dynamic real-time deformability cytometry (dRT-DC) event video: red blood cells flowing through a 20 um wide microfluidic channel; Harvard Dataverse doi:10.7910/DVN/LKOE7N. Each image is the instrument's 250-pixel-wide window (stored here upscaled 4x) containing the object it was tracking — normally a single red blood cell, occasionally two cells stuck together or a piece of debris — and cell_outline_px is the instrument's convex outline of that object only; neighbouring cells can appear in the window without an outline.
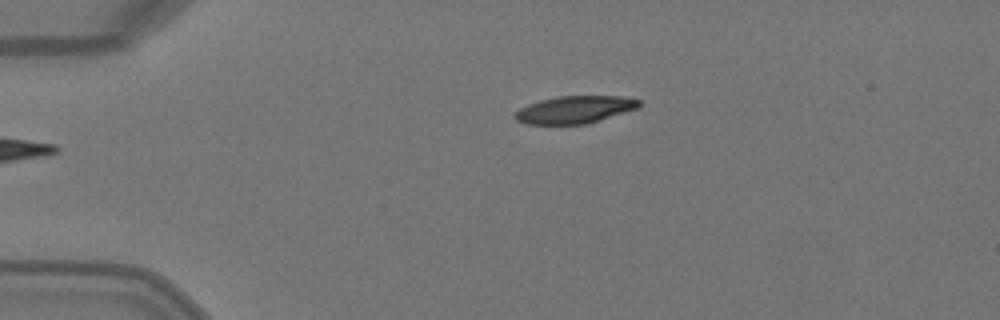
{"species": "Egyptian fruit bat (a non-hibernating species)", "species_latin": "Rousettus aegyptiacus", "temperature_condition": "warm", "stored_images_in_passage": 1, "camera_frame_rate_fps": 3000, "um_per_image_px": 0.085, "animal": {"sex": "female"}, "frame": {"image": 1, "passage_image": 1, "time_ms": 0.0, "image_size_px": [1000, 320], "cell_outline_px": [[640, 108], [600, 120], [584, 124], [524, 124], [516, 120], [512, 116], [520, 108], [528, 104], [540, 100], [560, 96], [624, 96], [640, 100]], "centroid_in_image_um": [48.86, 9.32], "position_along_channel_um": 36.1, "area_um2": 19.94}}